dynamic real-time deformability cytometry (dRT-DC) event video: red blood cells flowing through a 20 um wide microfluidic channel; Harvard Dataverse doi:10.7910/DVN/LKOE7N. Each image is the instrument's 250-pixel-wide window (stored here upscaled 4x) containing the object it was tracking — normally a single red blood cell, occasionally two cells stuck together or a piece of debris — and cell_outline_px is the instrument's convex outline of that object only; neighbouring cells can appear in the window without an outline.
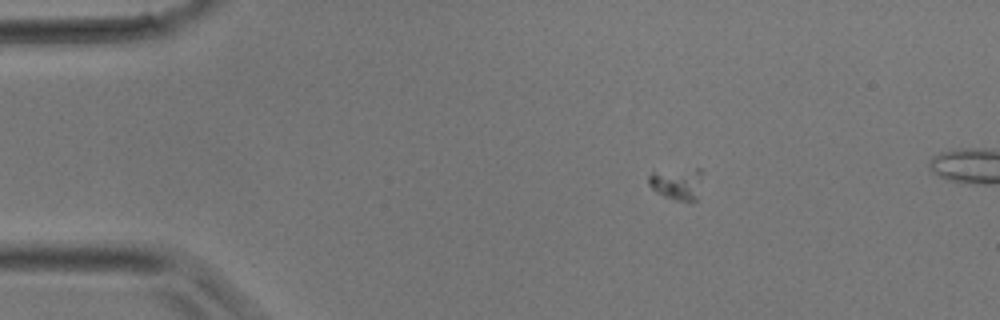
{"species": "common noctule bat (a hibernating species)", "species_latin": "Nyctalus noctula", "temperature_condition": "room temperature", "stored_images_in_passage": 7, "camera_frame_rate_fps": 3000, "um_per_image_px": 0.085, "animal": {"sex": "male", "body_mass_g": 17.9}, "frame": {"image": 1, "passage_image": 2, "time_ms": 0.333, "image_size_px": [1000, 320], "cell_outline_px": [[704, 172], [696, 200], [692, 204], [676, 200], [664, 196], [656, 192], [648, 184], [648, 176], [652, 172], [696, 168], [700, 168]], "centroid_in_image_um": [57.59, 15.63], "position_along_channel_um": 27.4, "area_um2": 10.35}}